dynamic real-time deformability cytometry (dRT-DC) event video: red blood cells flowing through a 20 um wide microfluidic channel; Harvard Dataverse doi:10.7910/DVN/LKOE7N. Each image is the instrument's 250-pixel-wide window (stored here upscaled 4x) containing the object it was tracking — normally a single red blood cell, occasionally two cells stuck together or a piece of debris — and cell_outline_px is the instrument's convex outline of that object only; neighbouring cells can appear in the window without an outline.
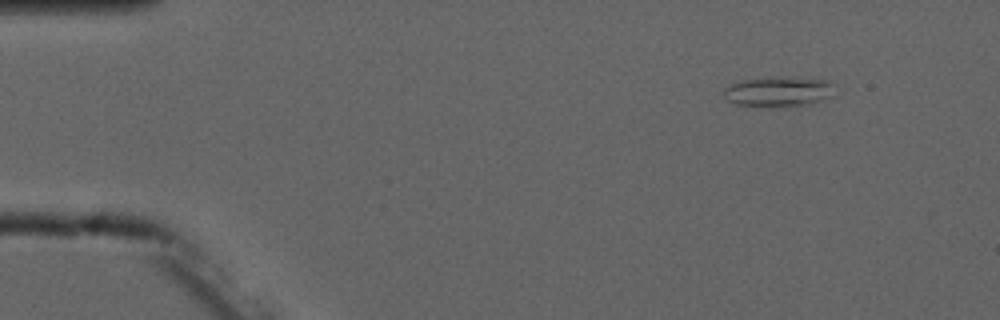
{"species": "common noctule bat (a hibernating species)", "species_latin": "Nyctalus noctula", "temperature_condition": "cold", "stored_images_in_passage": 4, "camera_frame_rate_fps": 3000, "um_per_image_px": 0.085, "animal": {"sex": "male", "forearm_length_mm": 52.5}, "frame": {"image": 1, "passage_image": 1, "time_ms": 0.0, "image_size_px": [1000, 320], "cell_outline_px": [[836, 96], [824, 100], [808, 104], [736, 104], [728, 100], [724, 96], [724, 88], [740, 80], [824, 80], [836, 84]], "centroid_in_image_um": [66.27, 7.8], "position_along_channel_um": 18.7, "area_um2": 17.74}}
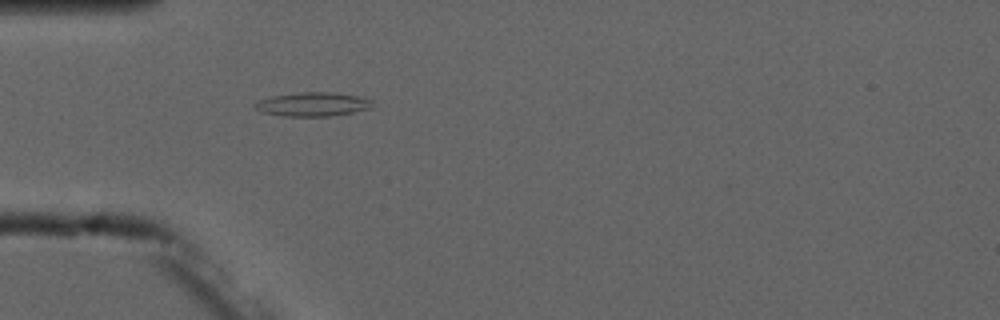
{"frame": {"image": 2, "passage_image": 4, "time_ms": 3.333, "image_size_px": [1000, 320], "cell_outline_px": [[372, 100], [368, 108], [352, 112], [328, 116], [284, 116], [260, 112], [252, 104], [260, 100], [272, 96], [300, 92], [328, 92], [360, 96]], "centroid_in_image_um": [26.52, 8.86], "position_along_channel_um": 58.5, "area_um2": 16.13}}